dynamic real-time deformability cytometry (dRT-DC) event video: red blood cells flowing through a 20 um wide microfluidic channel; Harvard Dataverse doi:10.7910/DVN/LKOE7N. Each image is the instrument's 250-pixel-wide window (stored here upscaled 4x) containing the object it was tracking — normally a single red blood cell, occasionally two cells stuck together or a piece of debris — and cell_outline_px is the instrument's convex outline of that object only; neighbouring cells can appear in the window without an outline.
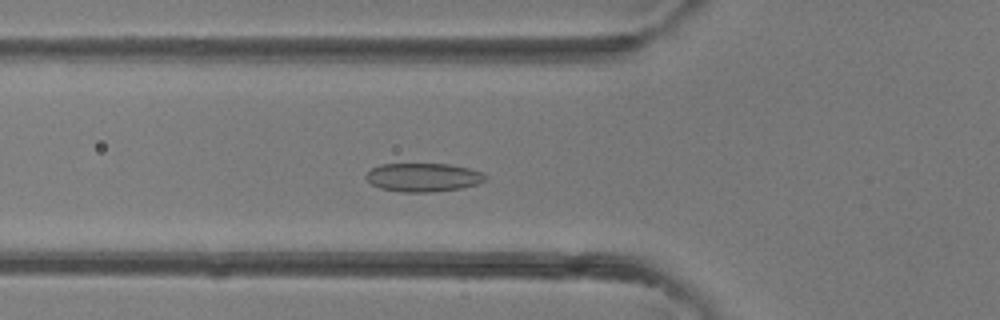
{"species": "common noctule bat (a hibernating species)", "species_latin": "Nyctalus noctula", "temperature_condition": "room temperature", "stored_images_in_passage": 41, "camera_frame_rate_fps": 3000, "um_per_image_px": 0.085, "animal": {"sex": "female"}, "frame": {"image": 1, "passage_image": 14, "time_ms": 4.333, "image_size_px": [1000, 320], "cell_outline_px": [[488, 180], [476, 184], [460, 188], [432, 192], [400, 192], [380, 188], [372, 184], [364, 176], [372, 168], [380, 164], [448, 164], [468, 168], [484, 172], [488, 176]], "centroid_in_image_um": [36.0, 15.07], "position_along_channel_um": 89.8, "area_um2": 19.94}}
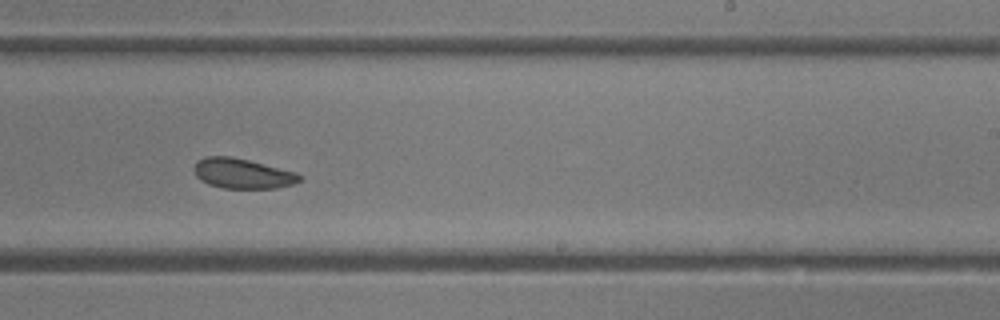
{"frame": {"image": 2, "passage_image": 25, "time_ms": 8.0, "image_size_px": [1000, 320], "cell_outline_px": [[304, 176], [300, 180], [292, 184], [276, 188], [224, 188], [208, 184], [200, 180], [196, 176], [196, 160], [204, 156], [228, 156], [248, 160], [296, 172]], "centroid_in_image_um": [20.62, 14.75], "position_along_channel_um": 268.4, "area_um2": 18.32}}
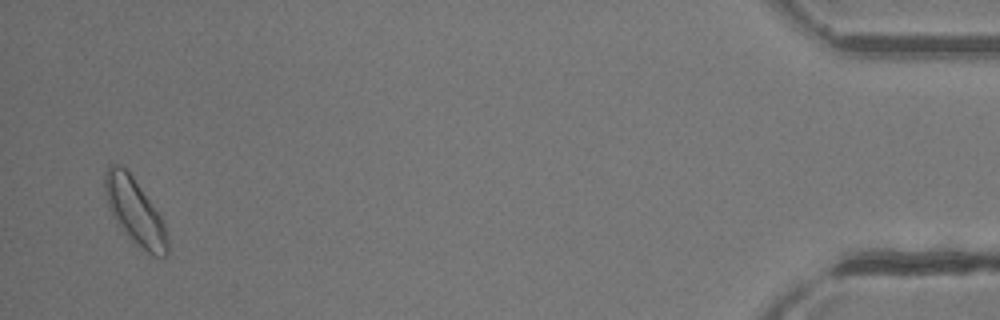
{"frame": {"image": 3, "passage_image": 40, "time_ms": 13.0, "image_size_px": [1000, 320], "cell_outline_px": [[168, 256], [164, 260], [152, 256], [136, 244], [120, 228], [108, 204], [104, 192], [104, 172], [108, 164], [120, 164], [132, 176], [160, 216], [164, 224], [168, 240]], "centroid_in_image_um": [11.47, 18.0], "position_along_channel_um": 423.7, "area_um2": 23.93}}